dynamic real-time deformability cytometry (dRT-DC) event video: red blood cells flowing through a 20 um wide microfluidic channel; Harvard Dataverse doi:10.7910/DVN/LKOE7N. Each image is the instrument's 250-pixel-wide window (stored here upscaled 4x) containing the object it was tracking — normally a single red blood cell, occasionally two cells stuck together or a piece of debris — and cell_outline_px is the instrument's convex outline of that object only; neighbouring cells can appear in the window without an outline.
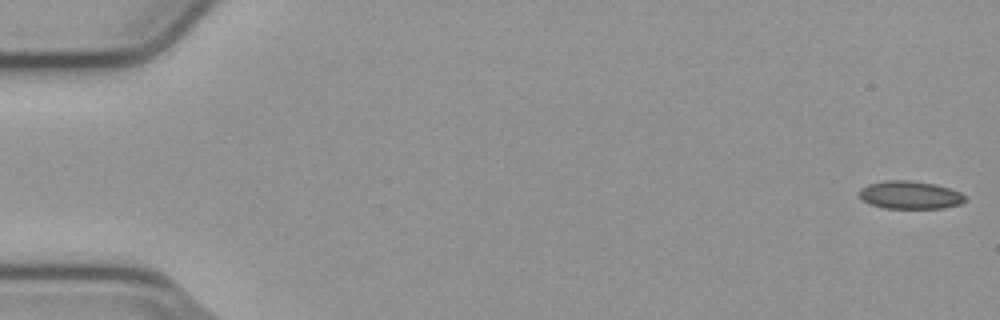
{"species": "common noctule bat (a hibernating species)", "species_latin": "Nyctalus noctula", "temperature_condition": "cold", "stored_images_in_passage": 54, "camera_frame_rate_fps": 3000, "um_per_image_px": 0.085, "animal": {"sex": "male", "body_mass_g": 23.1, "forearm_length_mm": 52.7}, "frame": {"image": 1, "passage_image": 1, "time_ms": 0.0, "image_size_px": [1000, 320], "cell_outline_px": [[964, 200], [960, 204], [940, 208], [884, 208], [868, 204], [860, 196], [860, 188], [868, 184], [884, 180], [908, 180], [936, 184], [960, 192], [964, 196]], "centroid_in_image_um": [77.31, 16.57], "position_along_channel_um": 7.7, "area_um2": 17.11}}
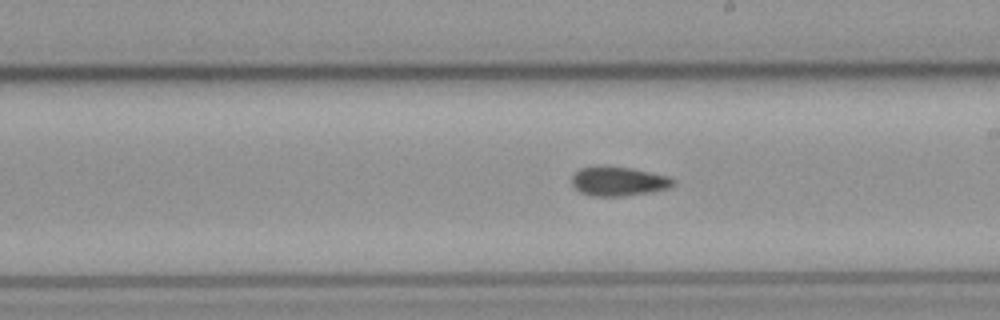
{"frame": {"image": 2, "passage_image": 31, "time_ms": 10.0, "image_size_px": [1000, 320], "cell_outline_px": [[676, 180], [668, 188], [648, 192], [620, 196], [592, 196], [580, 192], [572, 184], [572, 176], [580, 168], [596, 164], [608, 164], [632, 168], [668, 176]], "centroid_in_image_um": [52.51, 15.37], "position_along_channel_um": 236.5, "area_um2": 17.51}}
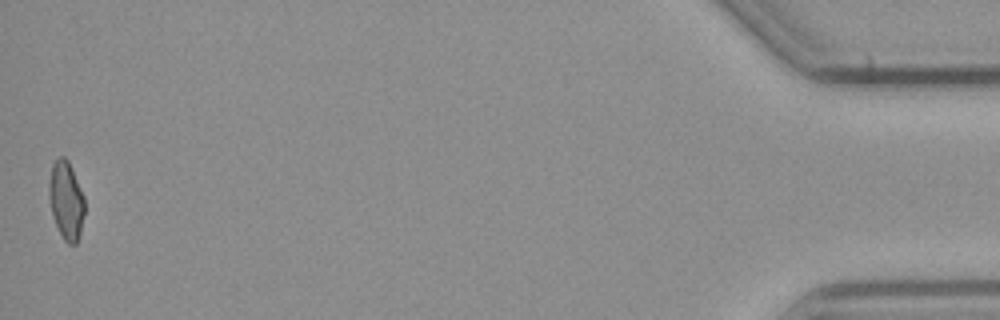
{"frame": {"image": 3, "passage_image": 54, "time_ms": 17.667, "image_size_px": [1000, 320], "cell_outline_px": [[84, 212], [80, 232], [76, 244], [68, 244], [64, 240], [56, 224], [52, 212], [48, 196], [48, 184], [52, 164], [60, 156], [64, 156], [68, 160], [84, 196]], "centroid_in_image_um": [5.61, 17.01], "position_along_channel_um": 429.6, "area_um2": 16.07}, "authors_computed_cell_mechanics": {"area_um2": 17.2244, "velocity_mm_per_s": 3.8059, "shape_relaxation_time_tau1_ms": null, "shape_relaxation_time_tau2_ms": 7.0571, "deformation_change_tau1": null, "deformation_change_tau2": 0.1156}}